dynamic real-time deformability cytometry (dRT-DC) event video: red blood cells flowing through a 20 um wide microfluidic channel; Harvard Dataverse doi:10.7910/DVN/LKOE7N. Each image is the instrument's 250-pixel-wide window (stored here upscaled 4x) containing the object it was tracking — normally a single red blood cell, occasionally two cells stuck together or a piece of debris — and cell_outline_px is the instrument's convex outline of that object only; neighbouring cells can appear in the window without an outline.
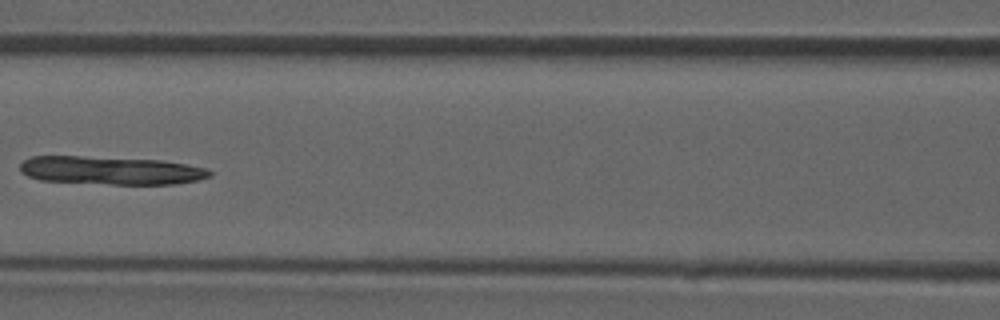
{"species": "common noctule bat (a hibernating species)", "species_latin": "Nyctalus noctula", "temperature_condition": "room temperature", "stored_images_in_passage": 6, "camera_frame_rate_fps": 3000, "um_per_image_px": 0.085, "animal": {"sex": "male", "forearm_length_mm": 52.5}, "frame": {"image": 1, "passage_image": 6, "time_ms": 1.667, "image_size_px": [1000, 320], "cell_outline_px": [[212, 176], [196, 180], [176, 184], [112, 184], [40, 180], [28, 176], [20, 172], [20, 164], [24, 160], [32, 156], [80, 156], [160, 160], [184, 164], [204, 168], [212, 172]], "centroid_in_image_um": [9.38, 14.48], "position_along_channel_um": 157.2, "area_um2": 30.98}}